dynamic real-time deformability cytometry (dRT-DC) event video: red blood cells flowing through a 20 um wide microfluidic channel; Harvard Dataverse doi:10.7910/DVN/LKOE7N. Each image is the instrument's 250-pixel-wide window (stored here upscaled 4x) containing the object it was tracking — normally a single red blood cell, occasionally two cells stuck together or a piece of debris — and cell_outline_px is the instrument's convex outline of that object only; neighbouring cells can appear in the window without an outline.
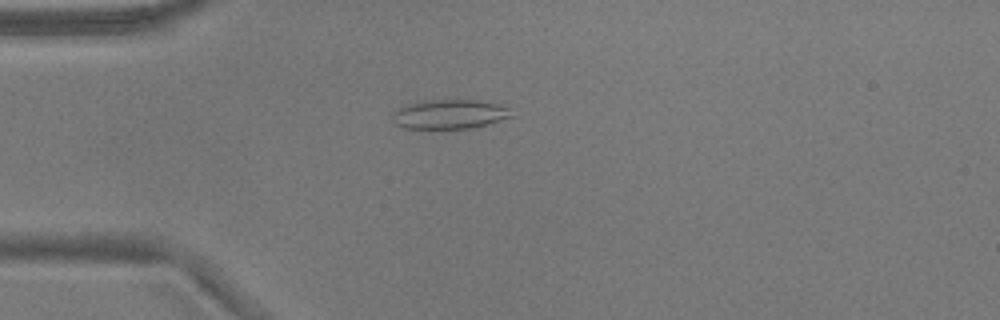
{"species": "common noctule bat (a hibernating species)", "species_latin": "Nyctalus noctula", "temperature_condition": "warm", "stored_images_in_passage": 53, "camera_frame_rate_fps": 3000, "um_per_image_px": 0.085, "animal": {"sex": "male", "body_mass_g": 17.9}, "frame": {"image": 1, "passage_image": 14, "time_ms": 4.333, "image_size_px": [1000, 320], "cell_outline_px": [[516, 116], [472, 128], [404, 128], [396, 124], [392, 120], [392, 112], [396, 108], [420, 100], [480, 100], [496, 104], [508, 108]], "centroid_in_image_um": [38.19, 9.7], "position_along_channel_um": 46.8, "area_um2": 20.46}}
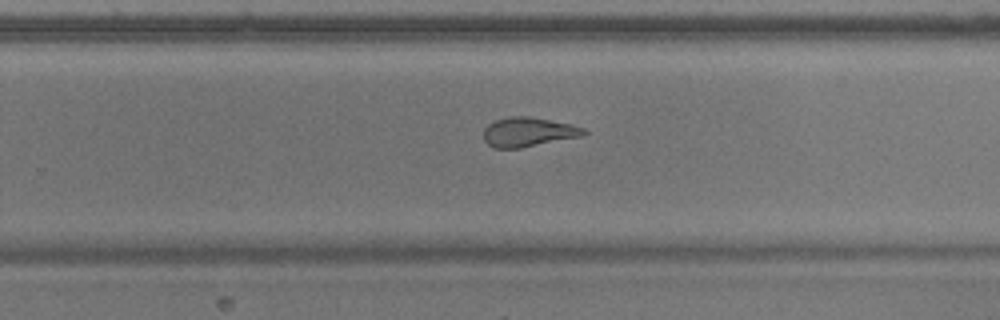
{"frame": {"image": 2, "passage_image": 34, "time_ms": 11.0, "image_size_px": [1000, 320], "cell_outline_px": [[588, 132], [584, 136], [520, 148], [496, 148], [488, 144], [484, 140], [484, 128], [488, 124], [496, 120], [508, 116], [528, 116], [572, 124], [584, 128]], "centroid_in_image_um": [44.93, 11.22], "position_along_channel_um": 284.9, "area_um2": 17.22}}
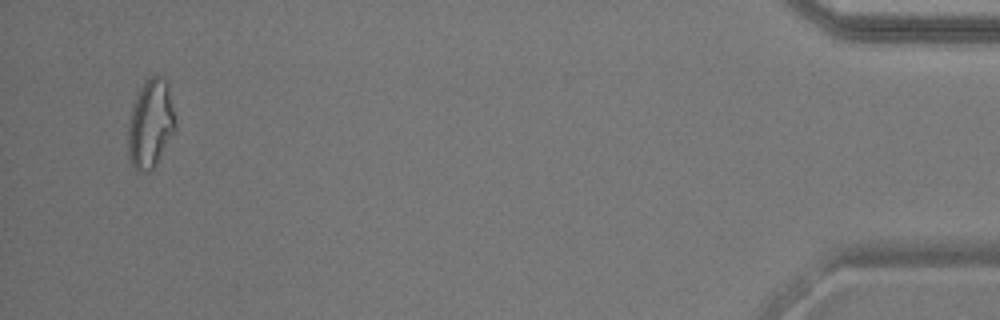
{"frame": {"image": 3, "passage_image": 51, "time_ms": 16.667, "image_size_px": [1000, 320], "cell_outline_px": [[176, 128], [156, 164], [148, 172], [136, 172], [132, 168], [128, 156], [128, 124], [132, 108], [136, 96], [144, 80], [152, 76], [160, 76], [168, 84], [176, 116]], "centroid_in_image_um": [12.79, 10.54], "position_along_channel_um": 422.4, "area_um2": 24.62}, "authors_computed_cell_mechanics": {"area_um2": 20.6346, "velocity_mm_per_s": 3.8189, "shape_relaxation_time_tau1_ms": null, "shape_relaxation_time_tau2_ms": 2.0461, "deformation_change_tau1": null, "deformation_change_tau2": 0.1093}}